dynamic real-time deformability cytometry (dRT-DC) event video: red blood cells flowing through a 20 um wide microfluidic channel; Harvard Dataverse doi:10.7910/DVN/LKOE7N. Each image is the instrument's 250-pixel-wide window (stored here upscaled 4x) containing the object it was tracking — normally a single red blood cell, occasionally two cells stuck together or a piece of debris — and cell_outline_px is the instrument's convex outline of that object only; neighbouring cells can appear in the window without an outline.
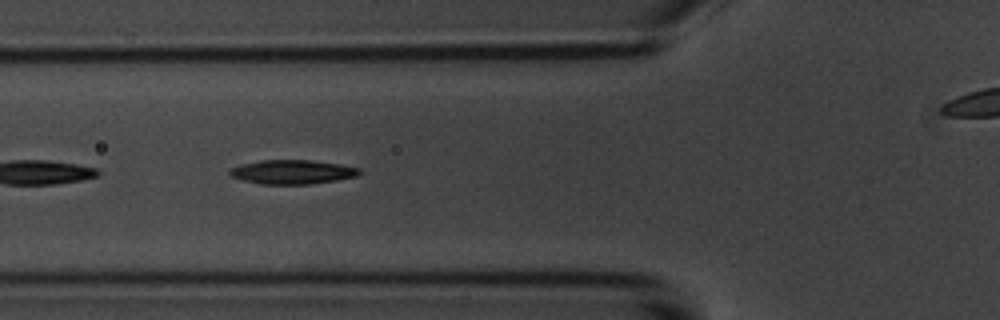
{"species": "common noctule bat (a hibernating species)", "species_latin": "Nyctalus noctula", "temperature_condition": "room temperature", "stored_images_in_passage": 10, "camera_frame_rate_fps": 3000, "um_per_image_px": 0.085, "animal": {"sex": "male", "body_mass_g": 20.1, "forearm_length_mm": 53.5}, "frame": {"image": 1, "passage_image": 4, "time_ms": 3.333, "image_size_px": [1000, 320], "cell_outline_px": [[364, 172], [356, 176], [336, 180], [308, 184], [260, 184], [244, 180], [232, 176], [228, 172], [232, 168], [240, 164], [260, 160], [312, 160], [340, 164], [360, 168]], "centroid_in_image_um": [24.88, 14.61], "position_along_channel_um": 100.9, "area_um2": 18.21}}
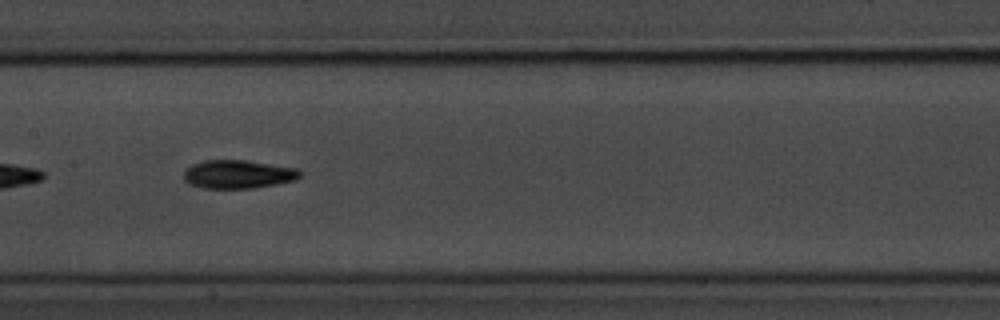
{"frame": {"image": 2, "passage_image": 6, "time_ms": 5.667, "image_size_px": [1000, 320], "cell_outline_px": [[300, 176], [296, 180], [276, 184], [252, 188], [200, 188], [188, 184], [184, 180], [184, 172], [192, 164], [204, 160], [244, 160], [296, 168], [300, 172]], "centroid_in_image_um": [20.2, 14.82], "position_along_channel_um": 187.2, "area_um2": 19.19}}
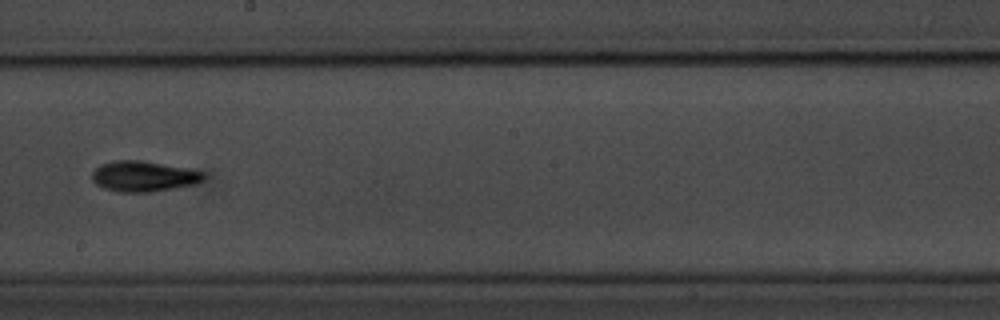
{"frame": {"image": 3, "passage_image": 7, "time_ms": 7.0, "image_size_px": [1000, 320], "cell_outline_px": [[204, 180], [196, 184], [176, 188], [152, 192], [116, 192], [104, 188], [96, 184], [92, 180], [92, 172], [100, 164], [116, 160], [140, 160], [192, 168], [204, 172]], "centroid_in_image_um": [12.24, 14.98], "position_along_channel_um": 236.0, "area_um2": 20.23}}